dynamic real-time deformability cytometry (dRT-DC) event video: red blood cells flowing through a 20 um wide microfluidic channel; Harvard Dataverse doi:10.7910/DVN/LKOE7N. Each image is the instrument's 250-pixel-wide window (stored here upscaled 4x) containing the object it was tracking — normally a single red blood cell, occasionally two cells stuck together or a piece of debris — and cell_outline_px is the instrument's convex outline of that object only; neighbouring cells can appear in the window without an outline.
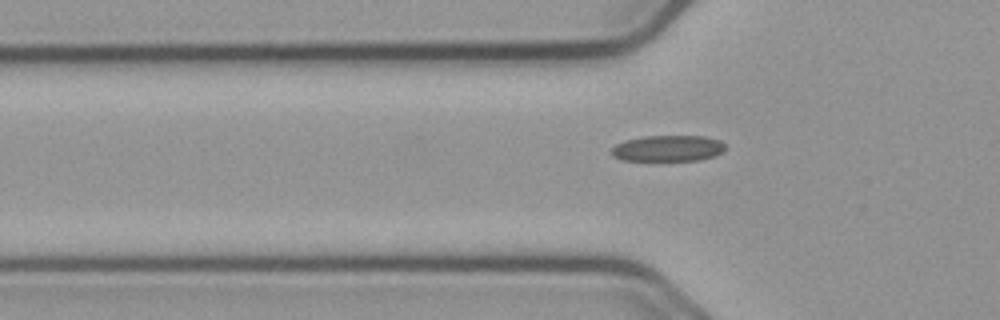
{"species": "common noctule bat (a hibernating species)", "species_latin": "Nyctalus noctula", "temperature_condition": "cold", "stored_images_in_passage": 42, "camera_frame_rate_fps": 3000, "um_per_image_px": 0.085, "animal": {"sex": "male", "body_mass_g": 23.1, "forearm_length_mm": 52.7}, "frame": {"image": 1, "passage_image": 7, "time_ms": 2.0, "image_size_px": [1000, 320], "cell_outline_px": [[724, 152], [716, 156], [700, 160], [620, 160], [612, 156], [612, 148], [616, 144], [624, 140], [644, 136], [704, 136], [720, 140], [724, 144]], "centroid_in_image_um": [56.79, 12.61], "position_along_channel_um": 69.0, "area_um2": 17.4}}
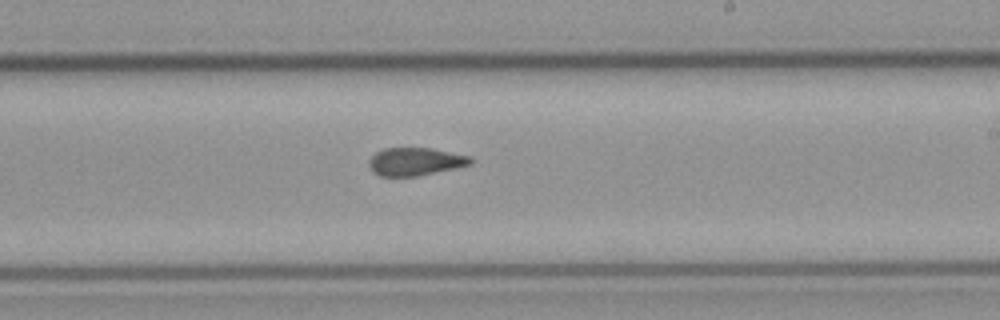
{"frame": {"image": 2, "passage_image": 22, "time_ms": 7.0, "image_size_px": [1000, 320], "cell_outline_px": [[472, 164], [456, 168], [416, 176], [380, 176], [372, 172], [368, 164], [368, 160], [376, 152], [384, 148], [432, 148], [468, 156], [472, 160]], "centroid_in_image_um": [35.26, 13.73], "position_along_channel_um": 253.7, "area_um2": 16.47}}
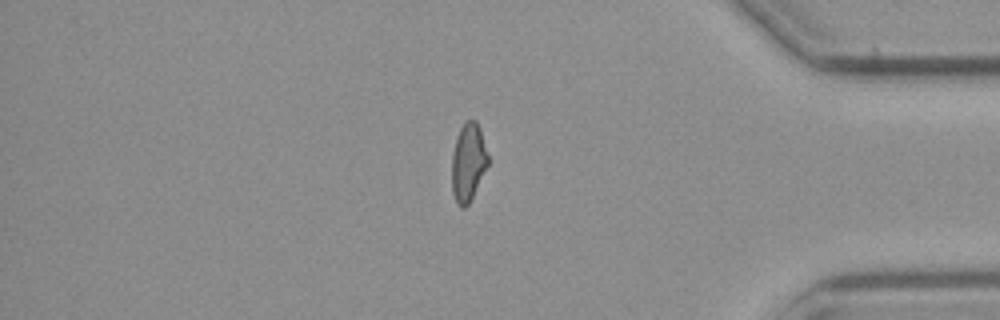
{"frame": {"image": 3, "passage_image": 36, "time_ms": 11.667, "image_size_px": [1000, 320], "cell_outline_px": [[488, 164], [468, 204], [464, 208], [460, 208], [456, 204], [452, 192], [452, 152], [456, 136], [460, 128], [468, 120], [476, 120], [480, 128], [488, 156]], "centroid_in_image_um": [39.77, 13.79], "position_along_channel_um": 395.4, "area_um2": 16.36}, "authors_computed_cell_mechanics": {"area_um2": 17.1088, "velocity_mm_per_s": 3.6707, "shape_relaxation_time_tau1_ms": null, "shape_relaxation_time_tau2_ms": 1.4671, "deformation_change_tau1": null, "deformation_change_tau2": 0.0859}}